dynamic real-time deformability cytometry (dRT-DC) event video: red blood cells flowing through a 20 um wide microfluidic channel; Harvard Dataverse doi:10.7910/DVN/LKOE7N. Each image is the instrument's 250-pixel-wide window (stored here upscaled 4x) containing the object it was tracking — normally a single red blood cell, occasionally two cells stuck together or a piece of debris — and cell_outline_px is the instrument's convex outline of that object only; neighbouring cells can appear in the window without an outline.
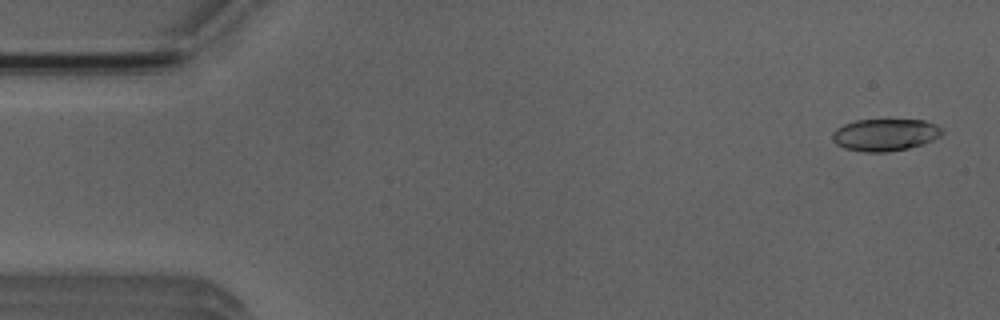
{"species": "Egyptian fruit bat (a non-hibernating species)", "species_latin": "Rousettus aegyptiacus", "temperature_condition": "room temperature", "stored_images_in_passage": 5, "camera_frame_rate_fps": 3000, "um_per_image_px": 0.085, "animal": {"sex": "male"}, "frame": {"image": 1, "passage_image": 1, "time_ms": 0.0, "image_size_px": [1000, 320], "cell_outline_px": [[944, 132], [940, 136], [924, 144], [908, 148], [888, 152], [864, 152], [844, 148], [836, 144], [832, 140], [832, 132], [836, 128], [844, 124], [856, 120], [888, 116], [924, 120], [936, 124]], "centroid_in_image_um": [75.23, 11.4], "position_along_channel_um": 9.8, "area_um2": 21.62}}
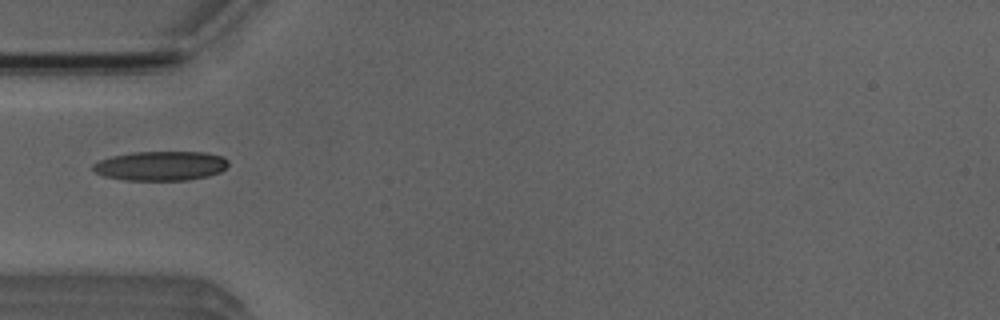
{"frame": {"image": 2, "passage_image": 4, "time_ms": 4.667, "image_size_px": [1000, 320], "cell_outline_px": [[228, 164], [220, 172], [208, 176], [188, 180], [124, 180], [104, 176], [96, 172], [92, 168], [92, 164], [100, 160], [112, 156], [132, 152], [204, 152], [224, 156], [228, 160]], "centroid_in_image_um": [13.67, 14.09], "position_along_channel_um": 71.3, "area_um2": 23.24}}